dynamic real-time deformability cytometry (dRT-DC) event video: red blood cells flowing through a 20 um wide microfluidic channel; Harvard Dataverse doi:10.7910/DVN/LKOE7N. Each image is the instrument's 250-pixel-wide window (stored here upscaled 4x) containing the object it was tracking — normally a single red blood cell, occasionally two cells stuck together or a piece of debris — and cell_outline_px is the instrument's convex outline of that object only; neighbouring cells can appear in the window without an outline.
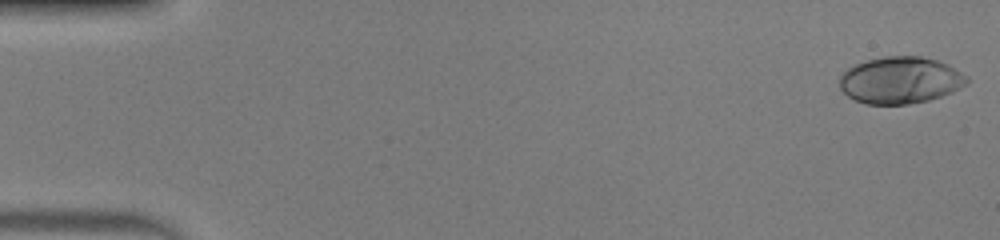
{"species": "human", "species_latin": "Homo sapiens", "temperature_condition": "warm", "stored_images_in_passage": 49, "camera_frame_rate_fps": 3000, "um_per_image_px": 0.085, "donor": {"sex": "male"}, "frame": {"image": 1, "passage_image": 1, "time_ms": 0.0, "image_size_px": [1000, 240], "cell_outline_px": [[968, 84], [952, 92], [928, 100], [908, 104], [868, 104], [856, 100], [848, 96], [840, 88], [840, 76], [848, 68], [856, 64], [868, 60], [884, 56], [920, 56], [936, 60], [948, 64], [968, 76]], "centroid_in_image_um": [76.55, 6.81], "position_along_channel_um": 8.4, "area_um2": 34.62}}
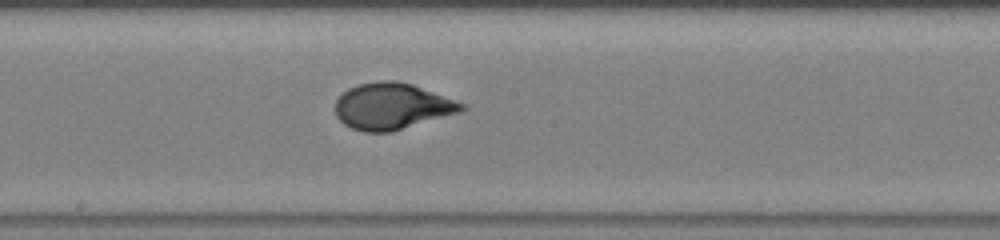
{"frame": {"image": 2, "passage_image": 27, "time_ms": 8.667, "image_size_px": [1000, 240], "cell_outline_px": [[468, 108], [460, 112], [392, 132], [364, 132], [352, 128], [344, 124], [336, 116], [336, 100], [348, 88], [360, 84], [380, 80], [396, 80], [412, 84], [468, 104]], "centroid_in_image_um": [33.36, 9.03], "position_along_channel_um": 214.8, "area_um2": 34.28}}
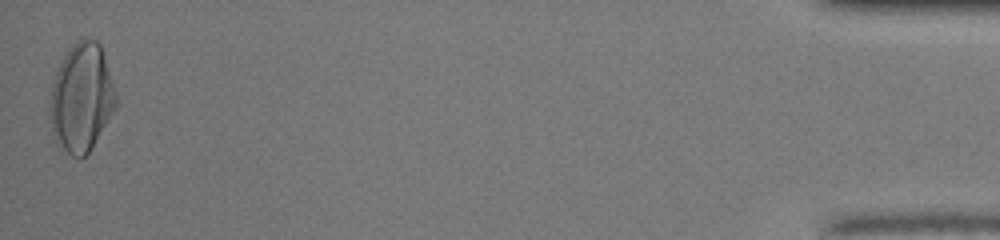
{"frame": {"image": 3, "passage_image": 49, "time_ms": 16.0, "image_size_px": [1000, 240], "cell_outline_px": [[116, 108], [92, 148], [84, 156], [72, 156], [56, 144], [52, 132], [48, 112], [48, 104], [52, 84], [56, 72], [68, 48], [76, 40], [84, 36], [96, 40], [100, 44], [104, 56], [116, 96]], "centroid_in_image_um": [6.89, 8.3], "position_along_channel_um": 428.3, "area_um2": 41.91}, "authors_computed_cell_mechanics": {"area_um2": 34.1598, "velocity_mm_per_s": 4.1735, "shape_relaxation_time_tau1_ms": 4.105, "shape_relaxation_time_tau2_ms": null, "deformation_change_tau1": 0.2305, "deformation_change_tau2": null}}